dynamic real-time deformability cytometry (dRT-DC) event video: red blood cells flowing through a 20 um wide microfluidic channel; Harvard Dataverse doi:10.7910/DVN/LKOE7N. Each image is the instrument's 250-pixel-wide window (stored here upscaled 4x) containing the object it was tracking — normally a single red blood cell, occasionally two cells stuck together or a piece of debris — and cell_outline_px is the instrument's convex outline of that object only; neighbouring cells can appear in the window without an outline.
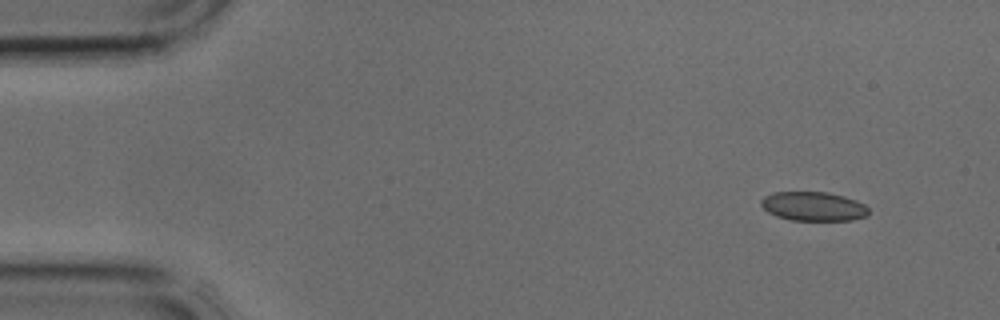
{"species": "common noctule bat (a hibernating species)", "species_latin": "Nyctalus noctula", "temperature_condition": "cold", "stored_images_in_passage": 3, "camera_frame_rate_fps": 3000, "um_per_image_px": 0.085, "animal": {"sex": "male", "body_mass_g": 17.9, "forearm_length_mm": 54.2}, "frame": {"image": 1, "passage_image": 1, "time_ms": 0.0, "image_size_px": [1000, 320], "cell_outline_px": [[868, 216], [852, 220], [792, 220], [776, 216], [768, 212], [760, 204], [760, 200], [764, 196], [772, 192], [828, 192], [844, 196], [856, 200], [864, 204], [868, 208]], "centroid_in_image_um": [69.13, 17.53], "position_along_channel_um": 15.9, "area_um2": 18.32}}
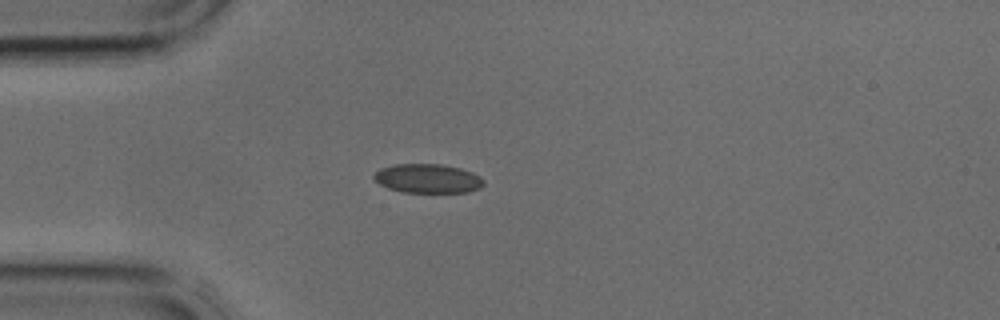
{"frame": {"image": 2, "passage_image": 3, "time_ms": 0.667, "image_size_px": [1000, 320], "cell_outline_px": [[484, 184], [480, 188], [468, 192], [400, 192], [388, 188], [380, 184], [372, 176], [380, 168], [392, 164], [440, 164], [460, 168], [472, 172], [480, 176], [484, 180]], "centroid_in_image_um": [36.36, 15.17], "position_along_channel_um": 48.6, "area_um2": 18.67}}